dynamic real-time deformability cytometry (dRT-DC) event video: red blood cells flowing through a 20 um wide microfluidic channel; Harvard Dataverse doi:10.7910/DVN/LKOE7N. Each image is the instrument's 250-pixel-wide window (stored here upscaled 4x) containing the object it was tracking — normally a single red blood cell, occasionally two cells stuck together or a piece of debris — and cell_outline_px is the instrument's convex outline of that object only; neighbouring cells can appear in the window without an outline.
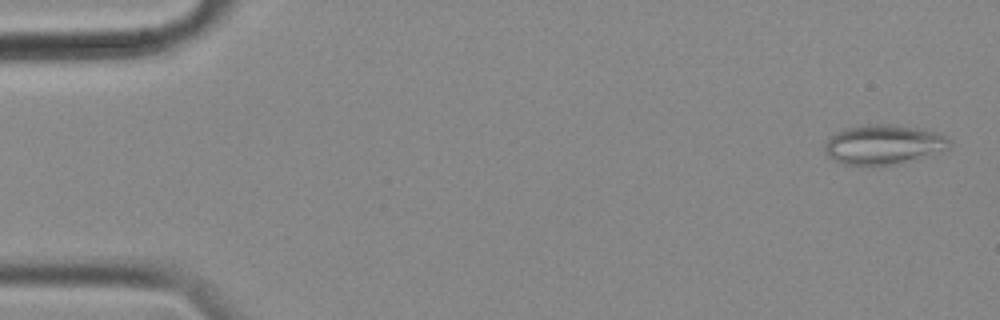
{"species": "common noctule bat (a hibernating species)", "species_latin": "Nyctalus noctula", "temperature_condition": "cold", "stored_images_in_passage": 54, "camera_frame_rate_fps": 3000, "um_per_image_px": 0.085, "animal": {"sex": "female", "body_mass_g": 18.4}, "frame": {"image": 1, "passage_image": 2, "time_ms": 0.333, "image_size_px": [1000, 320], "cell_outline_px": [[952, 144], [944, 152], [892, 164], [844, 164], [828, 156], [824, 148], [824, 144], [828, 136], [848, 128], [868, 124], [888, 124], [912, 128], [932, 132], [948, 136], [952, 140]], "centroid_in_image_um": [75.12, 12.28], "position_along_channel_um": 9.9, "area_um2": 28.32}}
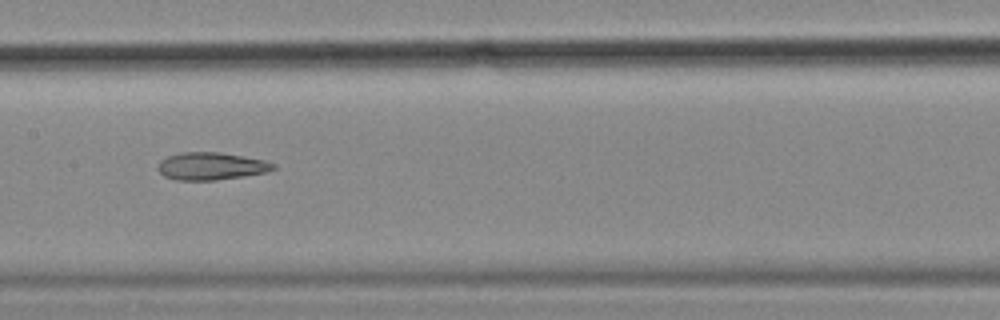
{"frame": {"image": 2, "passage_image": 28, "time_ms": 9.0, "image_size_px": [1000, 320], "cell_outline_px": [[276, 168], [264, 172], [216, 180], [176, 180], [164, 176], [156, 168], [160, 160], [168, 156], [184, 152], [220, 152], [264, 160], [276, 164]], "centroid_in_image_um": [17.9, 14.12], "position_along_channel_um": 189.5, "area_um2": 18.32}}
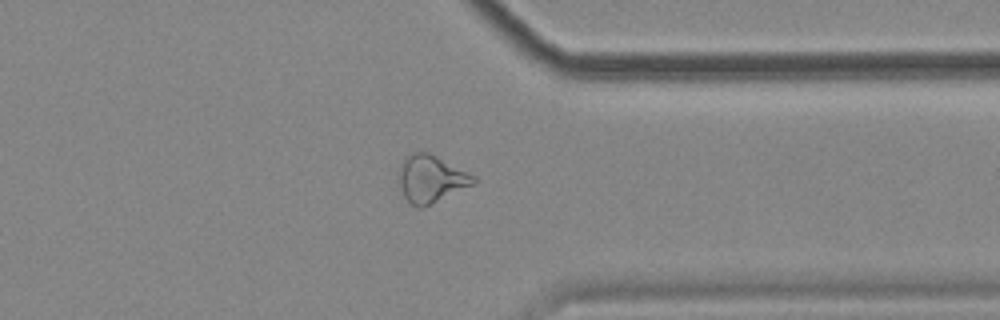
{"frame": {"image": 3, "passage_image": 44, "time_ms": 14.333, "image_size_px": [1000, 320], "cell_outline_px": [[476, 180], [472, 184], [424, 208], [416, 208], [408, 204], [400, 188], [400, 164], [404, 156], [412, 152], [428, 152], [476, 176]], "centroid_in_image_um": [36.59, 15.22], "position_along_channel_um": 374.8, "area_um2": 20.52}}